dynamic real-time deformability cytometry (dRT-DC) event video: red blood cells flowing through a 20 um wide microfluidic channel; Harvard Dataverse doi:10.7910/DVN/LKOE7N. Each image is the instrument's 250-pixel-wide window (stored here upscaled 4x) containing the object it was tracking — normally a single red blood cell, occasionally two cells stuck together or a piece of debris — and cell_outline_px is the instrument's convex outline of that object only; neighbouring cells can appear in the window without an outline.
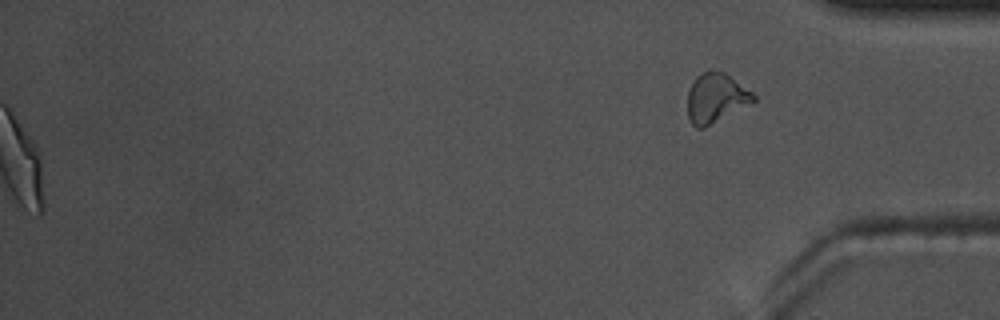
{"species": "common noctule bat (a hibernating species)", "species_latin": "Nyctalus noctula", "temperature_condition": "warm", "stored_images_in_passage": 53, "segment_of_instrument_passage": [2, 2], "camera_frame_rate_fps": 3000, "um_per_image_px": 0.085, "animal": {"sex": "male", "body_mass_g": 17.5, "forearm_length_mm": 52.3}, "frame": {"image": 1, "passage_image": 53, "time_ms": 17.333, "image_size_px": [1000, 320], "cell_outline_px": [[756, 100], [704, 128], [696, 128], [692, 124], [688, 116], [688, 92], [696, 76], [704, 72], [724, 72], [752, 92], [756, 96]], "centroid_in_image_um": [60.83, 8.35], "position_along_channel_um": 374.4, "area_um2": 18.5}}